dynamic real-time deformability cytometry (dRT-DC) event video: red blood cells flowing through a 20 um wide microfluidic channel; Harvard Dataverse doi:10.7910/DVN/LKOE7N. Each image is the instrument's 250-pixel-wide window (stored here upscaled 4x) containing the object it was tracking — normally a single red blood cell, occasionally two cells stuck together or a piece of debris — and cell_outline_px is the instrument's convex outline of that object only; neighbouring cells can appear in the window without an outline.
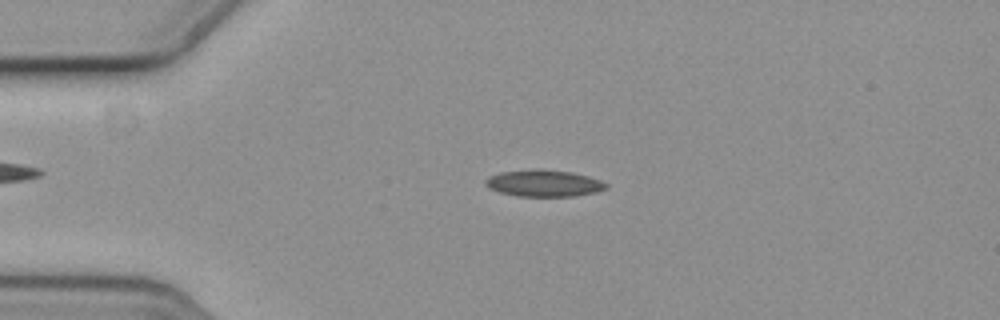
{"species": "common noctule bat (a hibernating species)", "species_latin": "Nyctalus noctula", "temperature_condition": "cold", "stored_images_in_passage": 57, "camera_frame_rate_fps": 3000, "um_per_image_px": 0.085, "animal": {"sex": "female", "body_mass_g": 19.3, "forearm_length_mm": 54.1}, "frame": {"image": 1, "passage_image": 13, "time_ms": 4.0, "image_size_px": [1000, 320], "cell_outline_px": [[608, 188], [596, 192], [572, 196], [516, 196], [500, 192], [488, 188], [484, 184], [484, 180], [488, 176], [500, 172], [572, 172], [588, 176], [600, 180], [608, 184]], "centroid_in_image_um": [46.23, 15.63], "position_along_channel_um": 38.8, "area_um2": 17.92}}
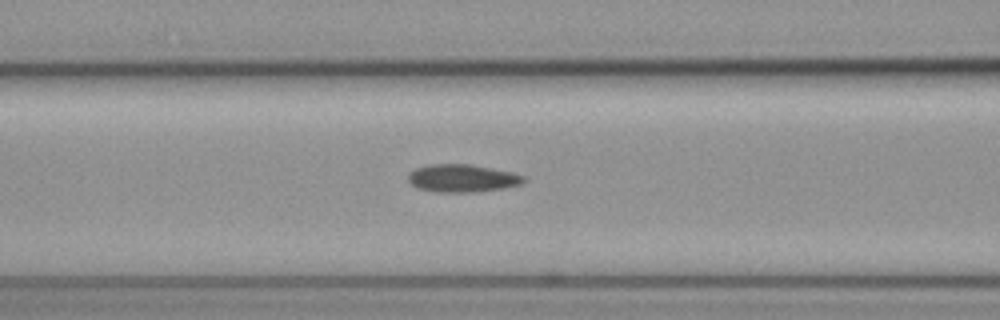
{"frame": {"image": 2, "passage_image": 23, "time_ms": 7.333, "image_size_px": [1000, 320], "cell_outline_px": [[524, 180], [520, 184], [504, 188], [476, 192], [436, 192], [416, 188], [408, 180], [408, 176], [416, 168], [428, 164], [468, 164], [512, 172], [524, 176]], "centroid_in_image_um": [39.27, 15.15], "position_along_channel_um": 127.3, "area_um2": 18.55}}
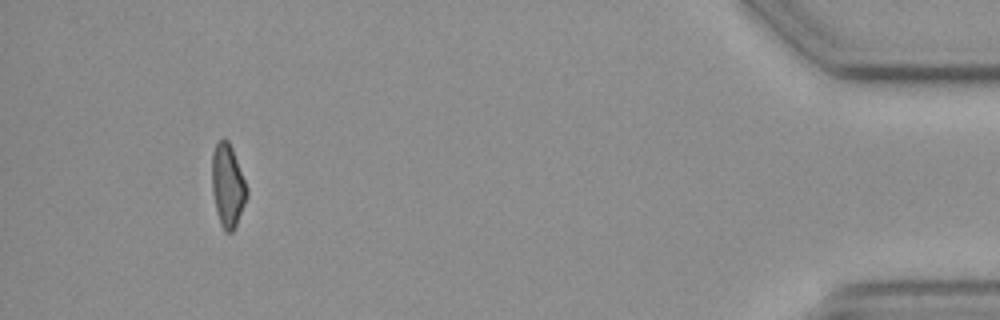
{"frame": {"image": 3, "passage_image": 53, "time_ms": 17.333, "image_size_px": [1000, 320], "cell_outline_px": [[248, 196], [236, 224], [232, 232], [224, 232], [220, 224], [212, 192], [212, 152], [216, 144], [220, 140], [228, 140], [232, 148], [248, 188]], "centroid_in_image_um": [19.36, 15.78], "position_along_channel_um": 415.8, "area_um2": 16.76}, "authors_computed_cell_mechanics": {"area_um2": 17.7446, "velocity_mm_per_s": 3.619, "shape_relaxation_time_tau1_ms": null, "shape_relaxation_time_tau2_ms": 5.8759, "deformation_change_tau1": null, "deformation_change_tau2": 0.1121}}